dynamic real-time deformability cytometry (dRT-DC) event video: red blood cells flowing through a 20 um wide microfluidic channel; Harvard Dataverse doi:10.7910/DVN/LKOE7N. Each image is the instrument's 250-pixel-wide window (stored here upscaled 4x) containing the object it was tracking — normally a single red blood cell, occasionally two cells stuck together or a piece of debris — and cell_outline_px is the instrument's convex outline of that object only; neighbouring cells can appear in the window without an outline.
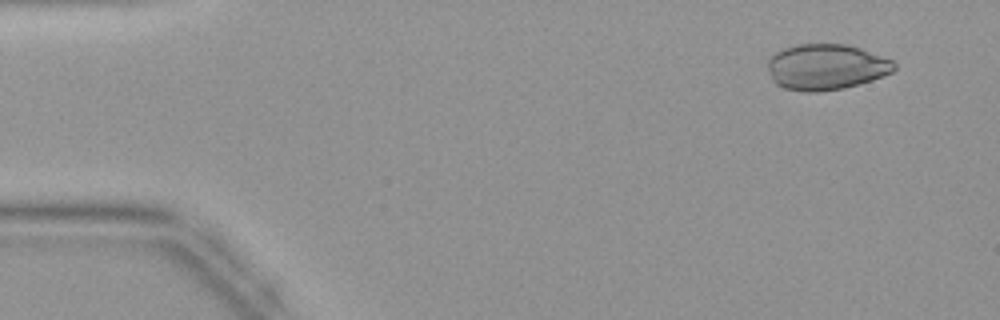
{"species": "common noctule bat (a hibernating species)", "species_latin": "Nyctalus noctula", "temperature_condition": "warm", "stored_images_in_passage": 42, "camera_frame_rate_fps": 3000, "um_per_image_px": 0.085, "animal": {"sex": "female", "body_mass_g": 19.9}, "frame": {"image": 1, "passage_image": 2, "time_ms": 0.333, "image_size_px": [1000, 320], "cell_outline_px": [[896, 68], [892, 72], [872, 80], [844, 88], [816, 92], [804, 92], [784, 88], [776, 84], [772, 80], [768, 68], [768, 60], [776, 52], [784, 48], [796, 44], [844, 44], [860, 48], [892, 60], [896, 64]], "centroid_in_image_um": [70.21, 5.7], "position_along_channel_um": 14.8, "area_um2": 33.7}}
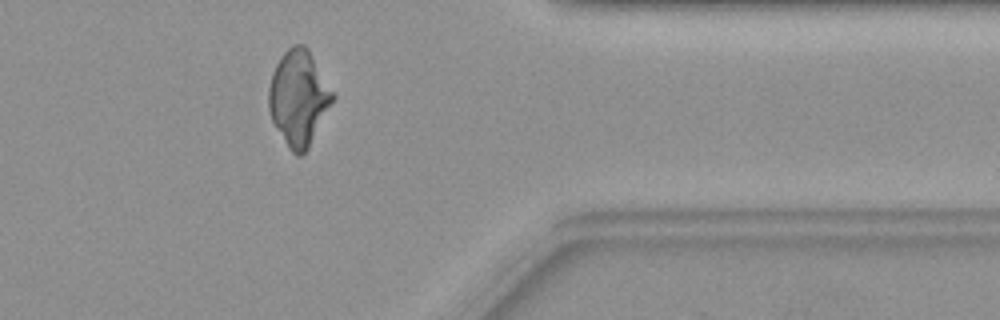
{"frame": {"image": 2, "passage_image": 34, "time_ms": 11.0, "image_size_px": [1000, 320], "cell_outline_px": [[336, 96], [308, 148], [300, 156], [296, 156], [288, 148], [276, 128], [272, 120], [268, 108], [268, 88], [272, 72], [280, 56], [292, 44], [304, 44], [308, 48]], "centroid_in_image_um": [25.37, 8.31], "position_along_channel_um": 386.0, "area_um2": 35.55}}
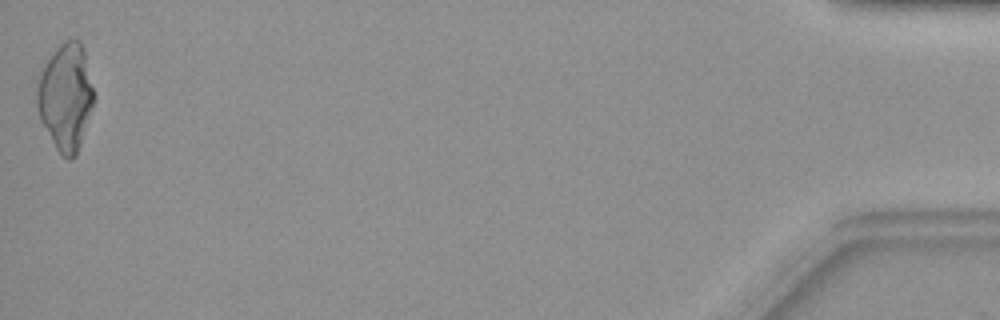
{"frame": {"image": 3, "passage_image": 42, "time_ms": 13.667, "image_size_px": [1000, 320], "cell_outline_px": [[96, 96], [76, 156], [72, 160], [68, 160], [56, 148], [40, 120], [36, 108], [36, 88], [44, 64], [52, 52], [64, 40], [80, 40], [84, 48]], "centroid_in_image_um": [5.59, 8.21], "position_along_channel_um": 429.6, "area_um2": 35.66}}